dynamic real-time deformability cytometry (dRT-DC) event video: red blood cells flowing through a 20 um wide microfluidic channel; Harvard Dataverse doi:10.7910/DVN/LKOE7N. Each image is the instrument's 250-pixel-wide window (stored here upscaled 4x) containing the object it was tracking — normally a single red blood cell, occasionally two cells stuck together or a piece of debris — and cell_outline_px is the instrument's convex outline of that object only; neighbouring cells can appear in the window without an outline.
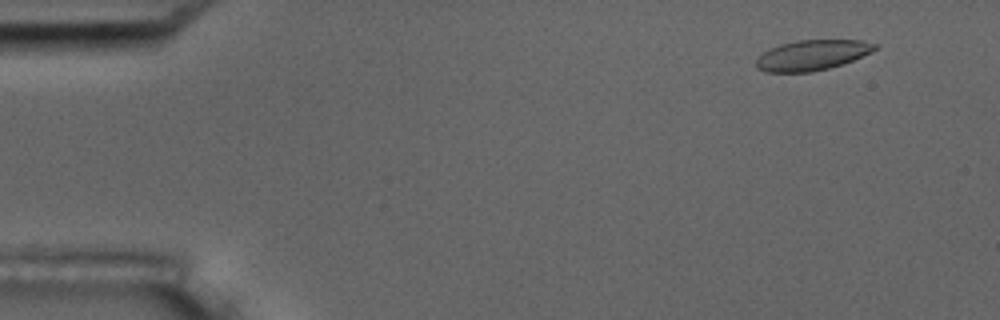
{"species": "common noctule bat (a hibernating species)", "species_latin": "Nyctalus noctula", "temperature_condition": "room temperature", "stored_images_in_passage": 5, "camera_frame_rate_fps": 3000, "um_per_image_px": 0.085, "animal": {"sex": "male", "body_mass_g": 17.5, "forearm_length_mm": 52.3}, "frame": {"image": 1, "passage_image": 1, "time_ms": 0.0, "image_size_px": [1000, 320], "cell_outline_px": [[876, 48], [852, 60], [828, 68], [812, 72], [764, 72], [756, 68], [756, 60], [764, 52], [780, 44], [796, 40], [860, 40], [876, 44]], "centroid_in_image_um": [68.96, 4.69], "position_along_channel_um": 16.0, "area_um2": 20.58}}
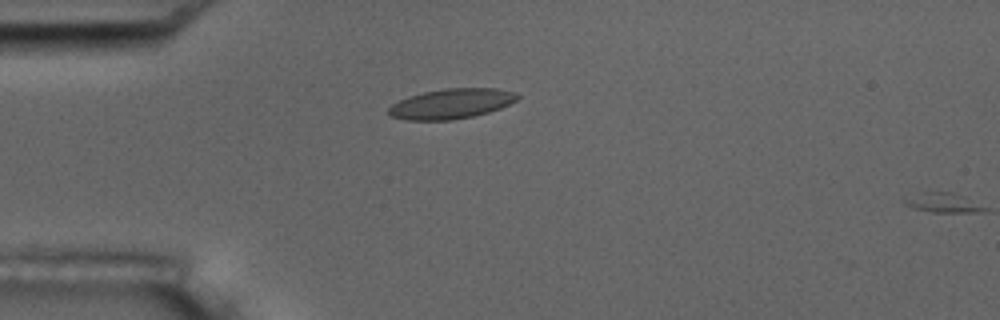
{"frame": {"image": 2, "passage_image": 4, "time_ms": 3.333, "image_size_px": [1000, 320], "cell_outline_px": [[520, 96], [516, 100], [500, 108], [488, 112], [472, 116], [452, 120], [404, 120], [388, 116], [388, 108], [392, 104], [408, 96], [424, 92], [444, 88], [496, 88], [516, 92]], "centroid_in_image_um": [38.33, 8.81], "position_along_channel_um": 46.7, "area_um2": 22.6}}